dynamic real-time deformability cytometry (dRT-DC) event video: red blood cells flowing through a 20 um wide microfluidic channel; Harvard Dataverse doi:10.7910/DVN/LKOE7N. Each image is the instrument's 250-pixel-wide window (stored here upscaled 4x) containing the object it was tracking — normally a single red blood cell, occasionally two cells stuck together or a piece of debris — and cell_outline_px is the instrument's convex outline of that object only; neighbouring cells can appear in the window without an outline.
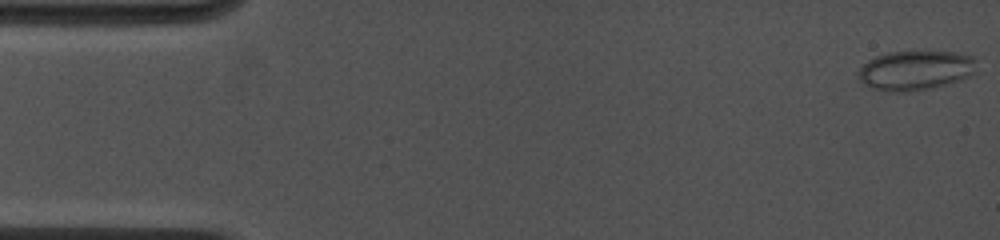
{"species": "common noctule bat (a hibernating species)", "species_latin": "Nyctalus noctula", "temperature_condition": "cold", "stored_images_in_passage": 53, "camera_frame_rate_fps": 4500, "um_per_image_px": 0.085, "animal": {"sex": "female", "body_mass_g": 19.0, "forearm_length_mm": 53.3}, "frame": {"image": 1, "passage_image": 1, "time_ms": 0.0, "image_size_px": [1000, 240], "cell_outline_px": [[976, 72], [960, 80], [932, 88], [904, 92], [892, 92], [872, 88], [864, 84], [856, 76], [856, 72], [868, 60], [876, 56], [888, 52], [956, 52], [972, 56], [976, 60]], "centroid_in_image_um": [77.8, 5.98], "position_along_channel_um": 7.2, "area_um2": 27.34}}
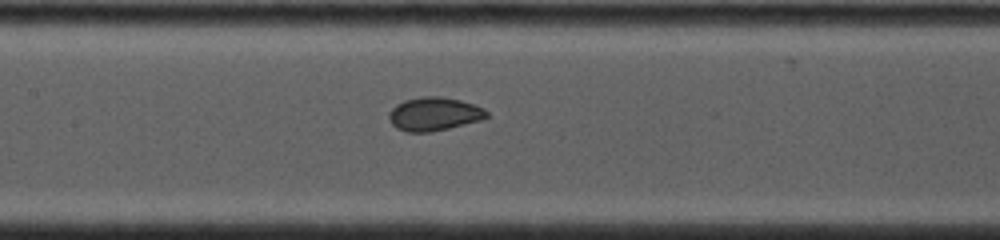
{"frame": {"image": 2, "passage_image": 30, "time_ms": 7.333, "image_size_px": [1000, 240], "cell_outline_px": [[488, 116], [480, 120], [432, 132], [408, 132], [396, 128], [392, 124], [388, 116], [392, 108], [396, 104], [404, 100], [424, 96], [440, 96], [460, 100], [484, 108], [488, 112]], "centroid_in_image_um": [36.88, 9.69], "position_along_channel_um": 170.5, "area_um2": 18.96}}
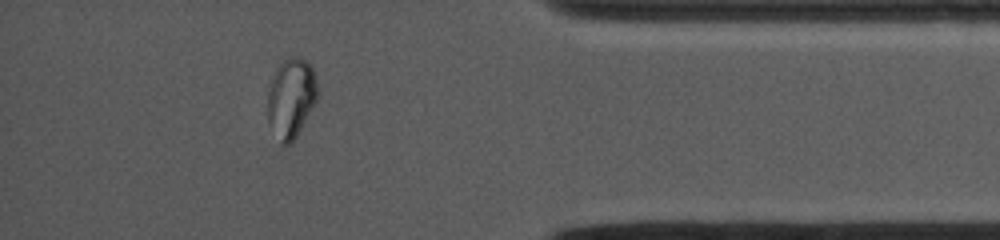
{"frame": {"image": 3, "passage_image": 52, "time_ms": 13.778, "image_size_px": [1000, 240], "cell_outline_px": [[316, 100], [296, 136], [288, 144], [280, 144], [268, 124], [268, 92], [276, 68], [288, 56], [300, 56], [308, 60], [316, 76]], "centroid_in_image_um": [24.73, 8.29], "position_along_channel_um": 410.5, "area_um2": 22.95}}